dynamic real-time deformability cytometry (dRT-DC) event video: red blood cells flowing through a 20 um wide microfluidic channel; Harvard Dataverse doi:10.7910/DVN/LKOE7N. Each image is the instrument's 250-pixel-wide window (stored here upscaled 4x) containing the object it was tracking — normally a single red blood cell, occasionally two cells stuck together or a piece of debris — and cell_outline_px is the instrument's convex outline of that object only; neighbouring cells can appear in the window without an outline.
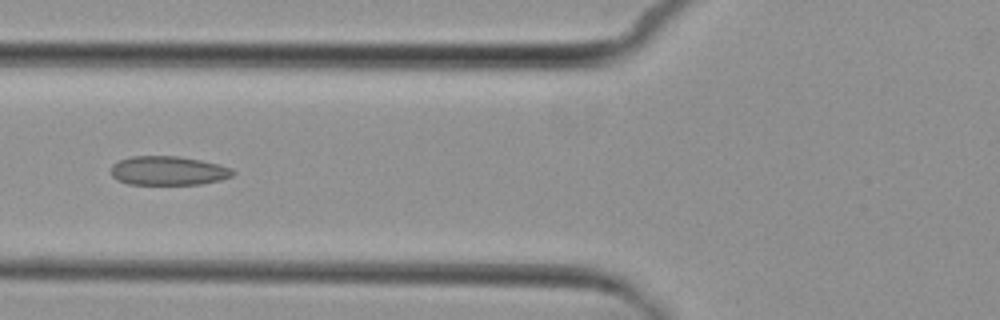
{"species": "common noctule bat (a hibernating species)", "species_latin": "Nyctalus noctula", "temperature_condition": "cold", "stored_images_in_passage": 8, "camera_frame_rate_fps": 3000, "um_per_image_px": 0.085, "animal": {"sex": "female", "body_mass_g": 29.2, "forearm_length_mm": 56.3}, "frame": {"image": 1, "passage_image": 5, "time_ms": 6.0, "image_size_px": [1000, 320], "cell_outline_px": [[236, 172], [232, 176], [220, 180], [200, 184], [128, 184], [116, 180], [112, 176], [112, 164], [120, 160], [132, 156], [176, 156], [200, 160], [220, 164], [232, 168]], "centroid_in_image_um": [14.31, 14.51], "position_along_channel_um": 111.5, "area_um2": 20.63}}
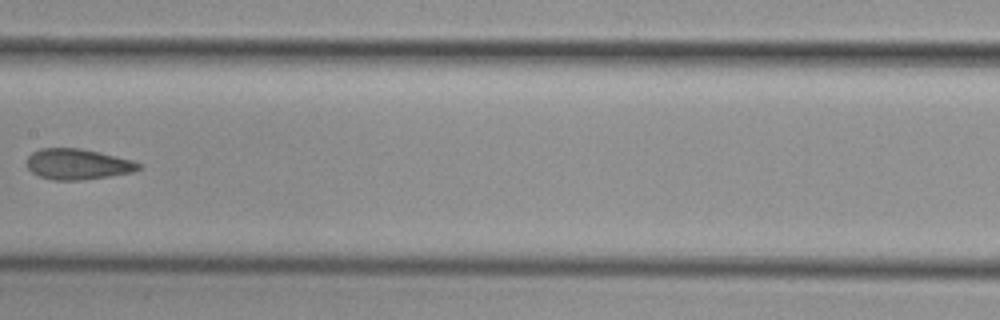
{"frame": {"image": 2, "passage_image": 7, "time_ms": 8.333, "image_size_px": [1000, 320], "cell_outline_px": [[140, 168], [132, 172], [108, 176], [80, 180], [52, 180], [40, 176], [32, 172], [24, 164], [28, 156], [32, 152], [40, 148], [80, 148], [100, 152], [132, 160], [140, 164]], "centroid_in_image_um": [6.55, 13.94], "position_along_channel_um": 200.9, "area_um2": 20.0}}
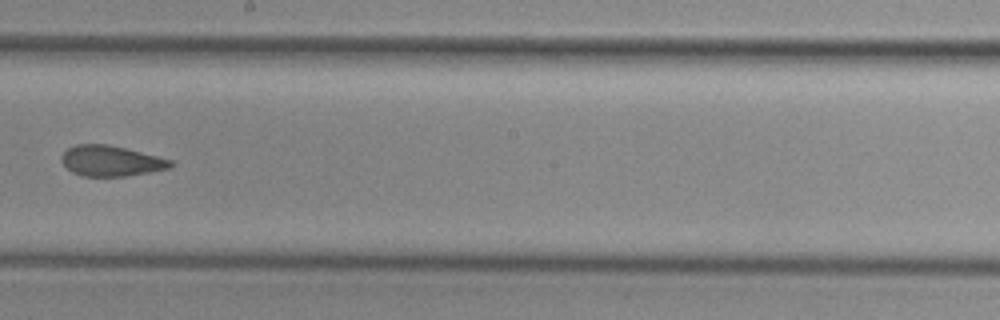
{"frame": {"image": 3, "passage_image": 8, "time_ms": 9.333, "image_size_px": [1000, 320], "cell_outline_px": [[176, 164], [172, 168], [124, 176], [80, 176], [72, 172], [60, 160], [60, 156], [68, 148], [76, 144], [108, 144], [172, 160]], "centroid_in_image_um": [9.43, 13.68], "position_along_channel_um": 238.8, "area_um2": 19.36}}